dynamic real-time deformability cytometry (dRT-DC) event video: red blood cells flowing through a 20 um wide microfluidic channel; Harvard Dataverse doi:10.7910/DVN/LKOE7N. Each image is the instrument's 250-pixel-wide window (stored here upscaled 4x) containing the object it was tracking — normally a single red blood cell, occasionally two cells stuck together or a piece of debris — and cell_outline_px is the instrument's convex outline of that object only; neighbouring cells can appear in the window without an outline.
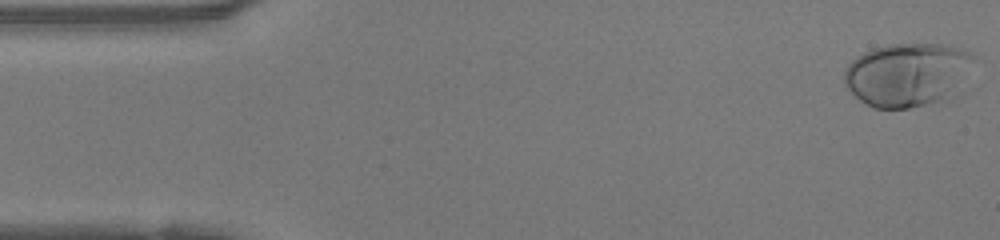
{"species": "human", "species_latin": "Homo sapiens", "temperature_condition": "warm", "stored_images_in_passage": 48, "camera_frame_rate_fps": 3000, "um_per_image_px": 0.085, "donor": {"sex": "female"}, "frame": {"image": 1, "passage_image": 1, "time_ms": 0.0, "image_size_px": [1000, 240], "cell_outline_px": [[976, 56], [940, 100], [908, 108], [872, 108], [860, 100], [844, 84], [844, 72], [848, 64], [852, 60], [864, 52], [872, 48], [888, 44], [940, 44], [956, 48], [968, 52]], "centroid_in_image_um": [76.94, 6.3], "position_along_channel_um": 8.1, "area_um2": 45.95}}
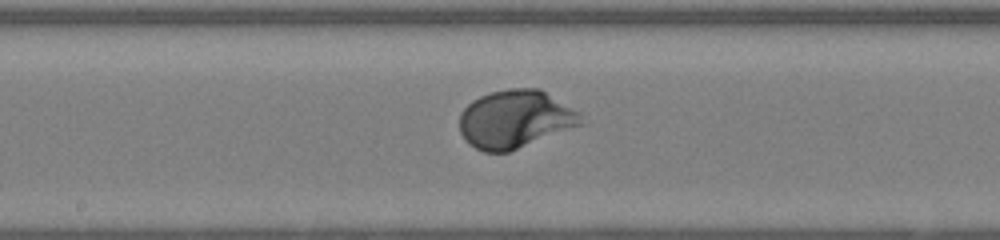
{"frame": {"image": 2, "passage_image": 24, "time_ms": 7.667, "image_size_px": [1000, 240], "cell_outline_px": [[584, 124], [508, 152], [484, 152], [468, 144], [464, 140], [460, 132], [460, 112], [472, 100], [480, 96], [492, 92], [512, 88], [540, 88], [580, 112]], "centroid_in_image_um": [43.79, 10.13], "position_along_channel_um": 204.4, "area_um2": 41.15}}
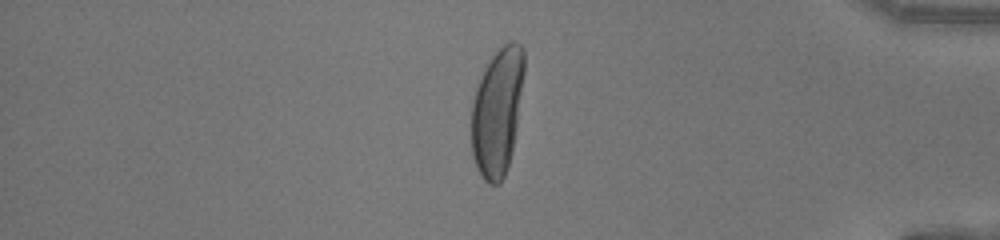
{"frame": {"image": 3, "passage_image": 40, "time_ms": 13.0, "image_size_px": [1000, 240], "cell_outline_px": [[524, 72], [512, 152], [504, 176], [500, 184], [488, 184], [480, 176], [476, 168], [472, 156], [472, 104], [476, 88], [480, 76], [484, 68], [492, 56], [508, 40], [512, 40], [520, 44], [524, 48]], "centroid_in_image_um": [42.26, 9.49], "position_along_channel_um": 392.9, "area_um2": 39.13}, "authors_computed_cell_mechanics": {"area_um2": 40.2288, "velocity_mm_per_s": 4.1622, "shape_relaxation_time_tau1_ms": 2.1338, "shape_relaxation_time_tau2_ms": null, "deformation_change_tau1": 0.1955, "deformation_change_tau2": null}}